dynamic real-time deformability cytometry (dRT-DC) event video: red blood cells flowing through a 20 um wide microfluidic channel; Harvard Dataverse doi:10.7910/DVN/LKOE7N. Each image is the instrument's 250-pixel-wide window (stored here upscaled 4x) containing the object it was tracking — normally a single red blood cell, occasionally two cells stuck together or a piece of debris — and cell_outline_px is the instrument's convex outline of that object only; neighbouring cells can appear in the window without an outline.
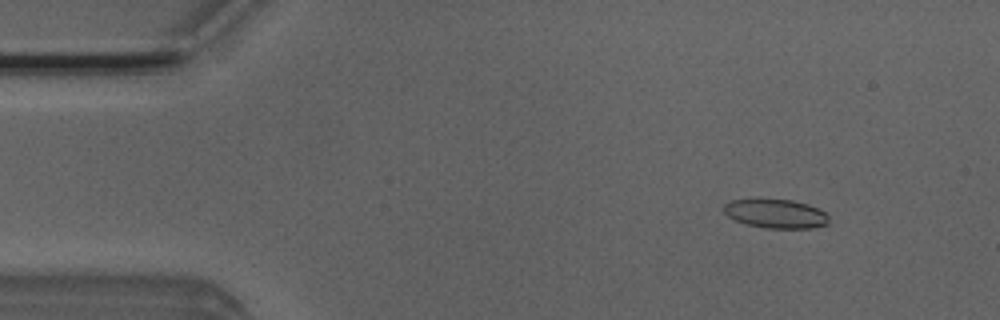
{"species": "Egyptian fruit bat (a non-hibernating species)", "species_latin": "Rousettus aegyptiacus", "temperature_condition": "room temperature", "stored_images_in_passage": 51, "camera_frame_rate_fps": 3000, "um_per_image_px": 0.085, "animal": {"sex": "male"}, "frame": {"image": 1, "passage_image": 6, "time_ms": 1.667, "image_size_px": [1000, 320], "cell_outline_px": [[828, 224], [812, 228], [764, 228], [748, 224], [736, 220], [728, 216], [724, 212], [724, 204], [732, 200], [756, 196], [792, 200], [808, 204], [824, 212], [828, 216]], "centroid_in_image_um": [65.89, 18.11], "position_along_channel_um": 19.1, "area_um2": 18.26}}
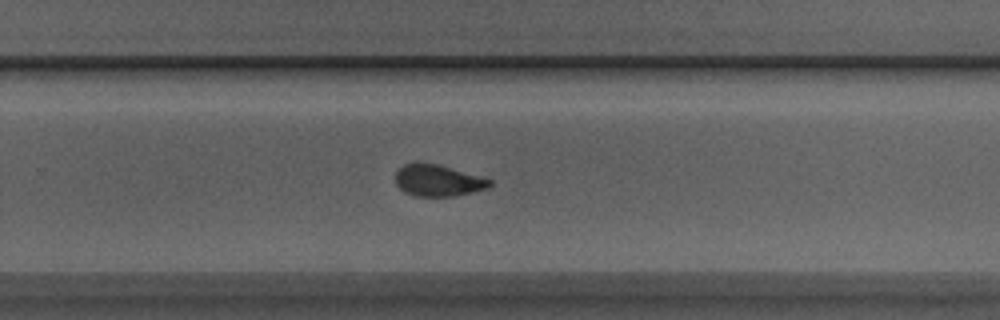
{"frame": {"image": 2, "passage_image": 33, "time_ms": 10.667, "image_size_px": [1000, 320], "cell_outline_px": [[492, 184], [488, 188], [472, 192], [452, 196], [416, 196], [404, 192], [396, 184], [396, 168], [404, 164], [416, 160], [436, 164], [492, 180]], "centroid_in_image_um": [37.16, 15.32], "position_along_channel_um": 292.6, "area_um2": 17.4}}
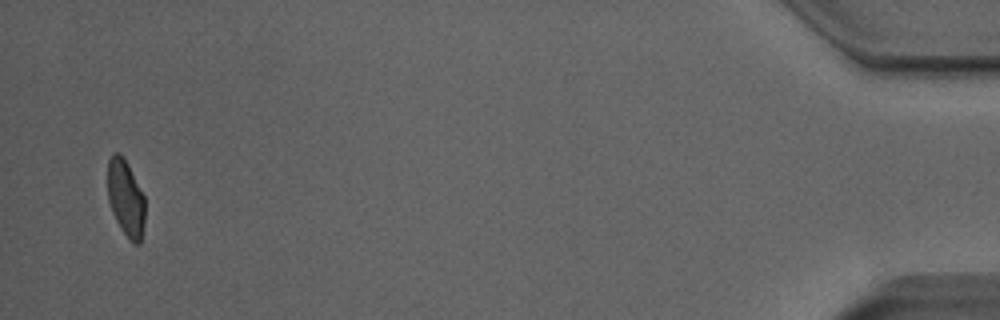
{"frame": {"image": 3, "passage_image": 50, "time_ms": 16.333, "image_size_px": [1000, 320], "cell_outline_px": [[144, 224], [140, 244], [136, 244], [120, 228], [112, 212], [108, 200], [108, 160], [112, 152], [120, 152], [128, 164], [144, 196]], "centroid_in_image_um": [10.67, 16.8], "position_along_channel_um": 424.5, "area_um2": 16.53}, "authors_computed_cell_mechanics": {"area_um2": 18.0914, "velocity_mm_per_s": 3.9689, "shape_relaxation_time_tau1_ms": 11.0548, "shape_relaxation_time_tau2_ms": 1.4573, "deformation_change_tau1": 0.2267, "deformation_change_tau2": 0.0671}}